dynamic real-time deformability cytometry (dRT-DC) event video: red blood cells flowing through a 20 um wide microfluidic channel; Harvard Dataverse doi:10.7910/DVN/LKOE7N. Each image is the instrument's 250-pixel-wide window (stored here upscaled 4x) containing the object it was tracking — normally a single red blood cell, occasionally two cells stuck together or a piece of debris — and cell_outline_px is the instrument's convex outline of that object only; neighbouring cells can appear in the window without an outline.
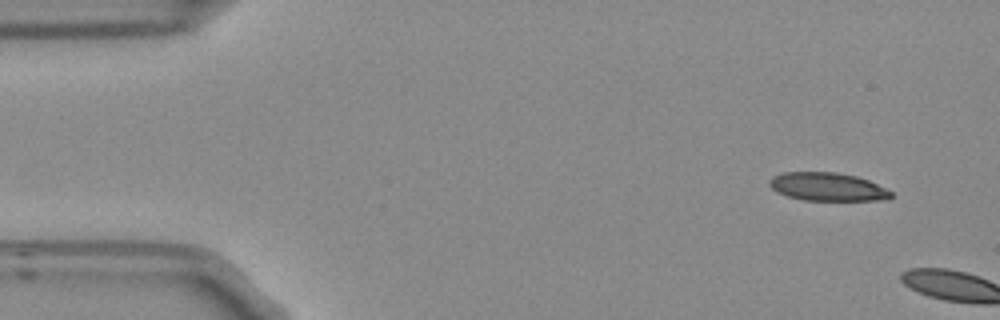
{"species": "Egyptian fruit bat (a non-hibernating species)", "species_latin": "Rousettus aegyptiacus", "temperature_condition": "room temperature", "stored_images_in_passage": 2, "camera_frame_rate_fps": 3000, "um_per_image_px": 0.085, "frame": {"image": 1, "passage_image": 1, "time_ms": 0.0, "image_size_px": [1000, 320], "cell_outline_px": [[892, 196], [888, 200], [804, 200], [788, 196], [776, 192], [768, 184], [768, 180], [772, 176], [780, 172], [836, 172], [856, 176], [868, 180], [892, 192]], "centroid_in_image_um": [70.29, 15.87], "position_along_channel_um": 14.7, "area_um2": 20.06}}